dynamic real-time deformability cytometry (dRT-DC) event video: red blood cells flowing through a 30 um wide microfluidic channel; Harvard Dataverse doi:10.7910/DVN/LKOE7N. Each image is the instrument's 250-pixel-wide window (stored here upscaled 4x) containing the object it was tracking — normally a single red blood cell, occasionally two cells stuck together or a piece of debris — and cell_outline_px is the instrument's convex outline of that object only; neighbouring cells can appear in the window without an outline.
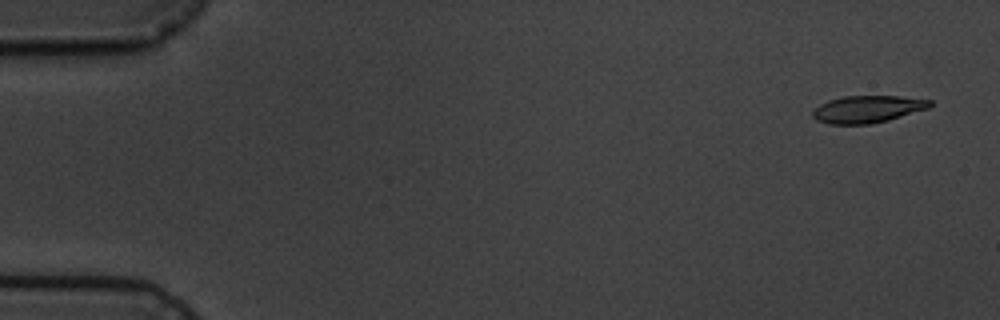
{"species": "common noctule bat (a hibernating species)", "species_latin": "Nyctalus noctula", "temperature_condition": "cold", "stored_images_in_passage": 5, "camera_frame_rate_fps": 3000, "um_per_image_px": 0.085, "animal": {"sex": "male", "body_mass_g": 19.5, "forearm_length_mm": 54.6}, "frame": {"image": 1, "passage_image": 1, "time_ms": 0.0, "image_size_px": [1000, 320], "cell_outline_px": [[932, 104], [928, 108], [888, 120], [868, 124], [828, 124], [816, 120], [812, 116], [812, 112], [820, 104], [828, 100], [844, 96], [900, 96], [932, 100]], "centroid_in_image_um": [73.72, 9.27], "position_along_channel_um": 11.3, "area_um2": 18.5}}
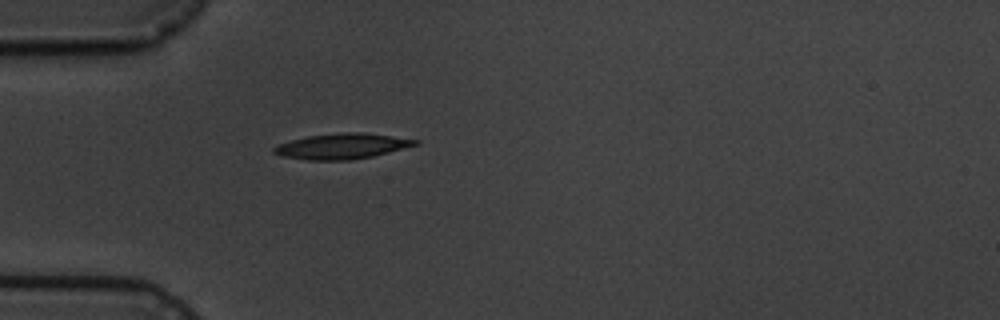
{"frame": {"image": 2, "passage_image": 5, "time_ms": 4.667, "image_size_px": [1000, 320], "cell_outline_px": [[420, 144], [372, 156], [348, 160], [308, 160], [280, 156], [272, 152], [272, 148], [276, 144], [308, 136], [344, 132], [364, 132], [420, 140]], "centroid_in_image_um": [29.04, 12.42], "position_along_channel_um": 56.0, "area_um2": 20.98}}